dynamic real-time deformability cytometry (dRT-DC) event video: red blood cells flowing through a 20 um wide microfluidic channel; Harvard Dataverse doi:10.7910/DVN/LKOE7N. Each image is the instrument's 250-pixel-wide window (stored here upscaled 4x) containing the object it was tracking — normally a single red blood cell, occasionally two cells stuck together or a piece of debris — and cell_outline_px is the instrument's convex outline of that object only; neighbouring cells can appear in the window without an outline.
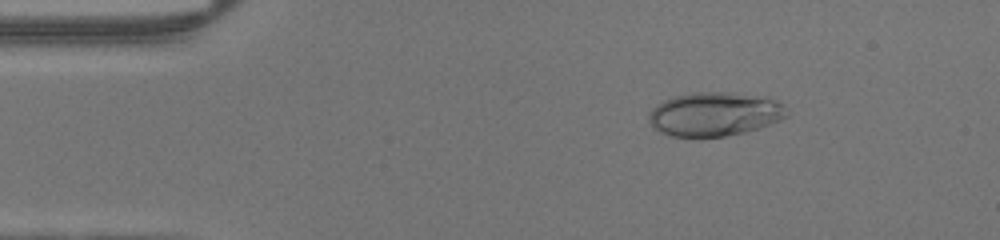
{"species": "human", "species_latin": "Homo sapiens", "temperature_condition": "warm", "stored_images_in_passage": 41, "camera_frame_rate_fps": 3000, "um_per_image_px": 0.085, "donor": {"sex": "male"}, "frame": {"image": 1, "passage_image": 1, "time_ms": 0.0, "image_size_px": [1000, 240], "cell_outline_px": [[788, 116], [760, 128], [744, 132], [724, 136], [672, 136], [660, 132], [648, 124], [648, 112], [656, 104], [672, 96], [692, 92], [732, 92], [768, 96], [780, 104]], "centroid_in_image_um": [60.68, 9.68], "position_along_channel_um": 24.3, "area_um2": 35.43}}
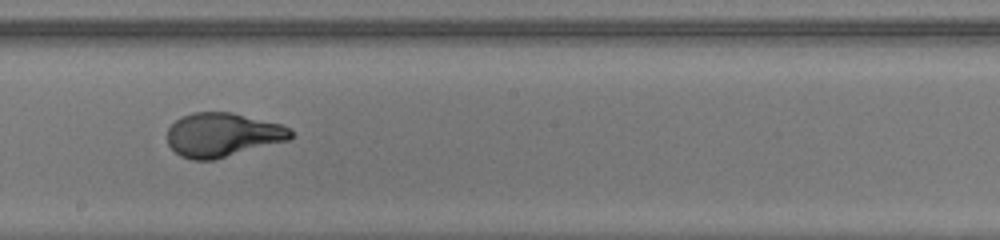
{"frame": {"image": 2, "passage_image": 20, "time_ms": 6.333, "image_size_px": [1000, 240], "cell_outline_px": [[292, 136], [288, 140], [212, 160], [192, 160], [180, 156], [168, 144], [168, 128], [180, 116], [192, 112], [232, 112], [284, 124], [292, 132]], "centroid_in_image_um": [18.91, 11.44], "position_along_channel_um": 229.3, "area_um2": 31.62}}
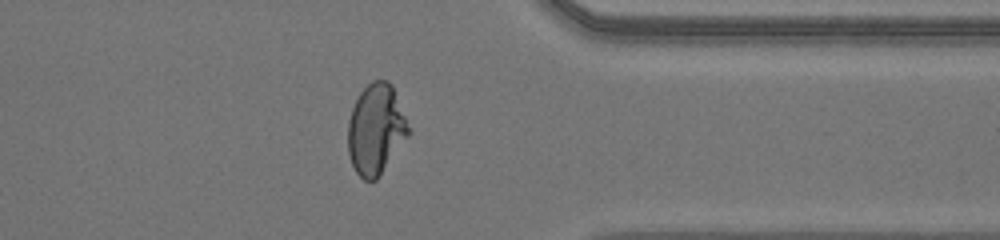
{"frame": {"image": 3, "passage_image": 31, "time_ms": 10.0, "image_size_px": [1000, 240], "cell_outline_px": [[412, 132], [376, 180], [364, 180], [356, 172], [352, 164], [348, 152], [348, 120], [352, 108], [360, 92], [372, 80], [388, 80], [392, 84]], "centroid_in_image_um": [31.96, 10.98], "position_along_channel_um": 379.4, "area_um2": 32.02}}